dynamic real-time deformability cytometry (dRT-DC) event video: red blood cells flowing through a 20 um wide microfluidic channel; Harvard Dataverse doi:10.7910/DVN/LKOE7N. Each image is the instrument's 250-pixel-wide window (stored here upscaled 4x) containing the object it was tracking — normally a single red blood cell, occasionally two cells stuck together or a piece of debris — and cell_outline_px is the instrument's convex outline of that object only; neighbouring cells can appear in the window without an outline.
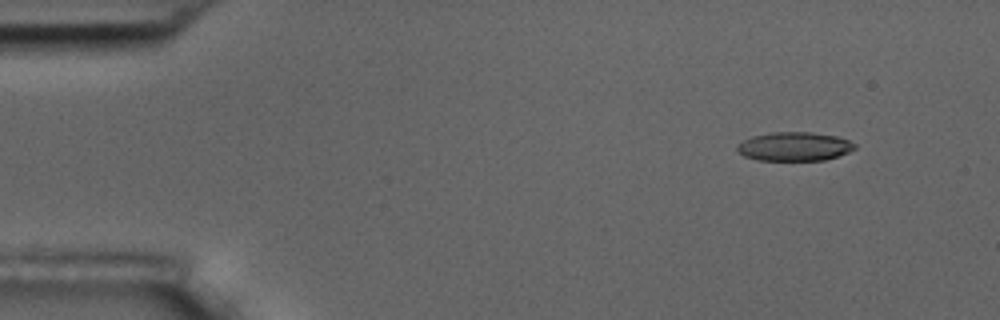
{"species": "common noctule bat (a hibernating species)", "species_latin": "Nyctalus noctula", "temperature_condition": "room temperature", "stored_images_in_passage": 5, "camera_frame_rate_fps": 3000, "um_per_image_px": 0.085, "animal": {"sex": "male", "body_mass_g": 17.5, "forearm_length_mm": 52.3}, "frame": {"image": 1, "passage_image": 2, "time_ms": 1.333, "image_size_px": [1000, 320], "cell_outline_px": [[856, 148], [848, 152], [824, 160], [756, 160], [744, 156], [736, 152], [736, 144], [752, 136], [772, 132], [812, 132], [836, 136], [848, 140], [856, 144]], "centroid_in_image_um": [67.48, 12.45], "position_along_channel_um": 17.5, "area_um2": 19.83}}
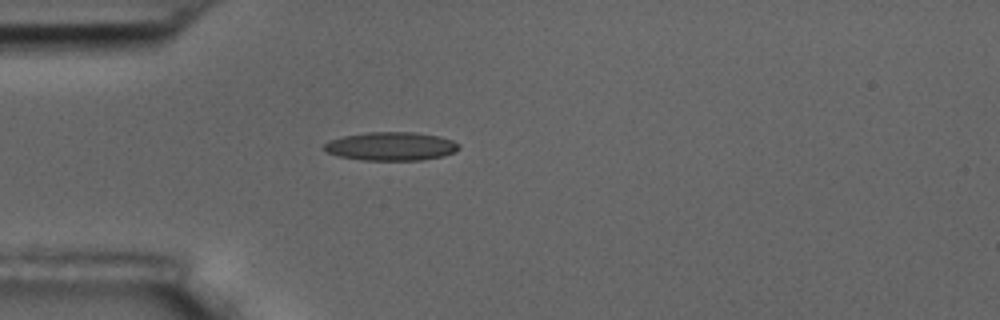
{"frame": {"image": 2, "passage_image": 5, "time_ms": 4.667, "image_size_px": [1000, 320], "cell_outline_px": [[460, 148], [456, 152], [444, 156], [424, 160], [360, 160], [340, 156], [328, 152], [324, 148], [324, 144], [328, 140], [344, 136], [368, 132], [412, 132], [440, 136], [452, 140], [460, 144]], "centroid_in_image_um": [33.29, 12.44], "position_along_channel_um": 51.7, "area_um2": 22.48}}